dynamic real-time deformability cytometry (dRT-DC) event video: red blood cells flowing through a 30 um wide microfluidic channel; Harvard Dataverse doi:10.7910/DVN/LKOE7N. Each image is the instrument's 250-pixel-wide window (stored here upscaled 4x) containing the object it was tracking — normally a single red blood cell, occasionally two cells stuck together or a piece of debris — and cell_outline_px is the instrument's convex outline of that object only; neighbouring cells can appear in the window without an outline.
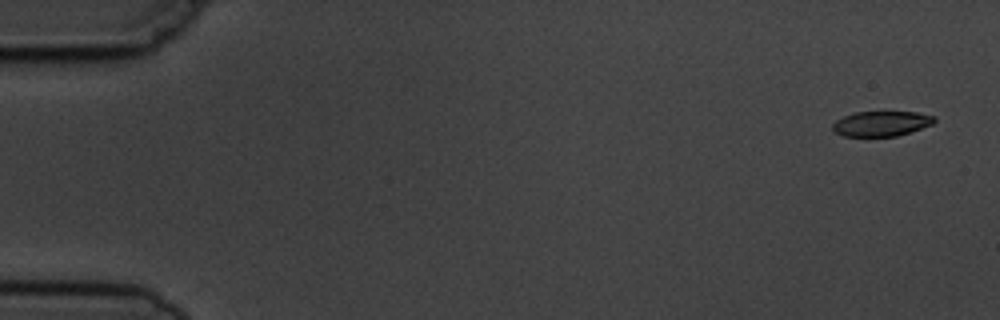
{"species": "common noctule bat (a hibernating species)", "species_latin": "Nyctalus noctula", "temperature_condition": "cold", "stored_images_in_passage": 5, "camera_frame_rate_fps": 3000, "um_per_image_px": 0.085, "animal": {"sex": "male", "body_mass_g": 19.5, "forearm_length_mm": 54.6}, "frame": {"image": 1, "passage_image": 1, "time_ms": 0.0, "image_size_px": [1000, 320], "cell_outline_px": [[936, 120], [932, 124], [896, 136], [844, 136], [836, 132], [832, 128], [832, 124], [836, 120], [844, 116], [856, 112], [916, 112], [936, 116]], "centroid_in_image_um": [74.91, 10.5], "position_along_channel_um": 10.1, "area_um2": 14.68}}
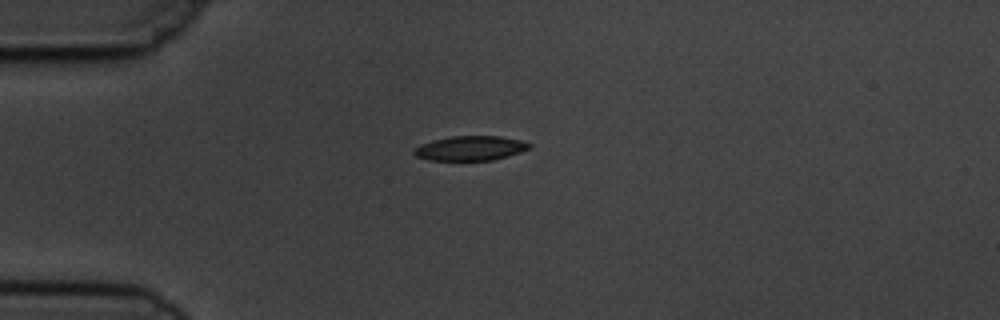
{"frame": {"image": 2, "passage_image": 4, "time_ms": 4.0, "image_size_px": [1000, 320], "cell_outline_px": [[532, 148], [508, 156], [492, 160], [428, 160], [416, 156], [412, 152], [420, 144], [432, 140], [452, 136], [500, 136], [520, 140], [532, 144]], "centroid_in_image_um": [39.99, 12.6], "position_along_channel_um": 45.0, "area_um2": 16.53}}